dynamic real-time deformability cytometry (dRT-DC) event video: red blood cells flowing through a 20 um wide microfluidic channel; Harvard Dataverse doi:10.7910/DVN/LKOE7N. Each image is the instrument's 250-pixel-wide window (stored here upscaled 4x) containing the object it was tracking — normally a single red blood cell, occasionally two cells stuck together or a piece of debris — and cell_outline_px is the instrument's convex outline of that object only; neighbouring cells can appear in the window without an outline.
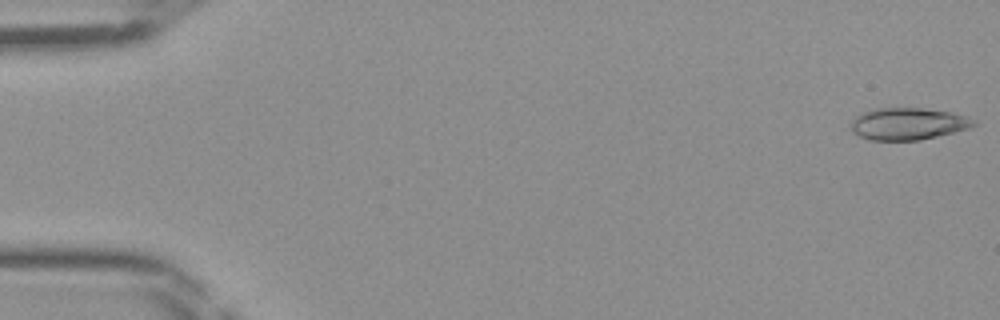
{"species": "Egyptian fruit bat (a non-hibernating species)", "species_latin": "Rousettus aegyptiacus", "temperature_condition": "room temperature", "stored_images_in_passage": 46, "camera_frame_rate_fps": 3000, "um_per_image_px": 0.085, "frame": {"image": 1, "passage_image": 1, "time_ms": 0.0, "image_size_px": [1000, 320], "cell_outline_px": [[976, 124], [972, 128], [920, 140], [868, 140], [852, 132], [852, 120], [856, 116], [864, 112], [876, 108], [920, 108], [952, 112], [968, 116], [976, 120]], "centroid_in_image_um": [77.23, 10.52], "position_along_channel_um": 7.8, "area_um2": 23.0}}
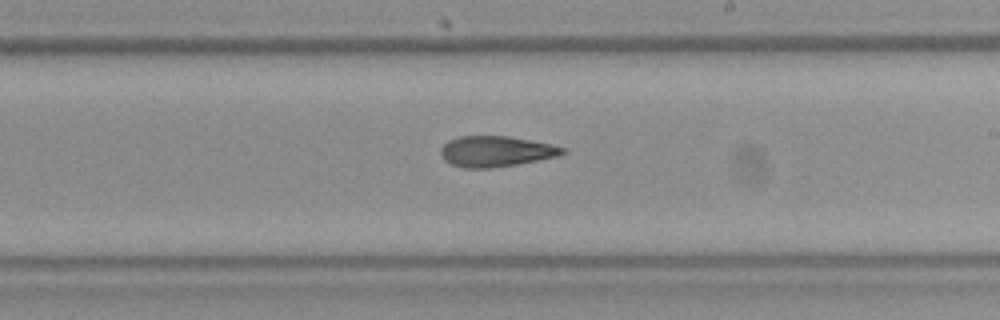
{"frame": {"image": 2, "passage_image": 27, "time_ms": 8.667, "image_size_px": [1000, 320], "cell_outline_px": [[568, 152], [560, 156], [516, 164], [492, 168], [464, 168], [452, 164], [444, 160], [440, 156], [440, 148], [448, 140], [460, 136], [508, 136], [552, 144], [564, 148]], "centroid_in_image_um": [42.15, 12.86], "position_along_channel_um": 246.8, "area_um2": 21.91}}
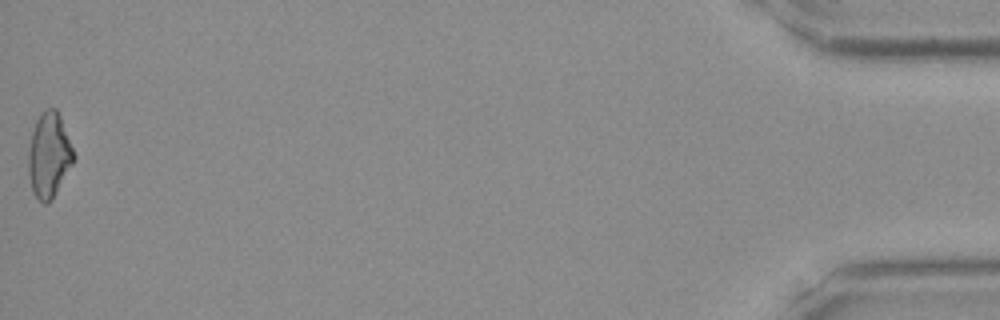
{"frame": {"image": 3, "passage_image": 46, "time_ms": 15.0, "image_size_px": [1000, 320], "cell_outline_px": [[76, 156], [72, 164], [52, 200], [48, 204], [44, 204], [32, 192], [28, 176], [28, 152], [32, 132], [36, 120], [40, 112], [44, 108], [56, 108], [60, 116]], "centroid_in_image_um": [4.15, 13.19], "position_along_channel_um": 431.0, "area_um2": 22.54}}